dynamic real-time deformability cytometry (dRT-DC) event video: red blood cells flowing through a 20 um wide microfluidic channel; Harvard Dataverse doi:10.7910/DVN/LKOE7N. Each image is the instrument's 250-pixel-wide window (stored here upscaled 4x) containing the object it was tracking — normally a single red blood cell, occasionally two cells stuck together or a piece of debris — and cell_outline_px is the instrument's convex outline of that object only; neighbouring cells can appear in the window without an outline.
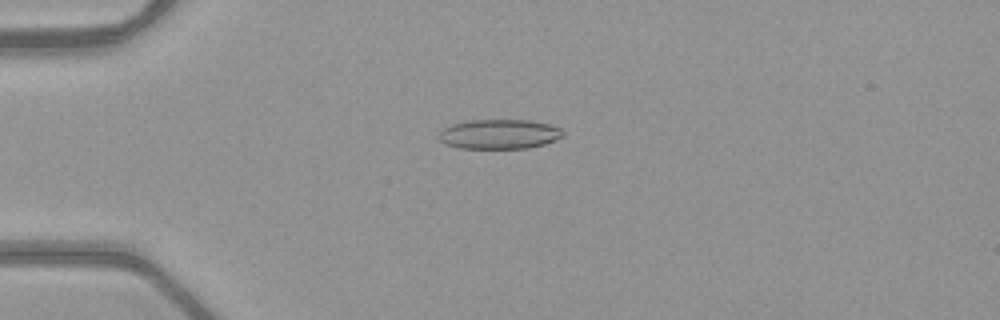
{"species": "common noctule bat (a hibernating species)", "species_latin": "Nyctalus noctula", "temperature_condition": "warm", "stored_images_in_passage": 42, "camera_frame_rate_fps": 3000, "um_per_image_px": 0.085, "animal": {"sex": "female", "body_mass_g": 21.9}, "frame": {"image": 1, "passage_image": 4, "time_ms": 1.0, "image_size_px": [1000, 320], "cell_outline_px": [[564, 136], [544, 144], [528, 148], [460, 148], [444, 144], [436, 136], [444, 128], [452, 124], [468, 120], [528, 120], [548, 124], [560, 128], [564, 132]], "centroid_in_image_um": [42.41, 11.4], "position_along_channel_um": 42.6, "area_um2": 21.44}}
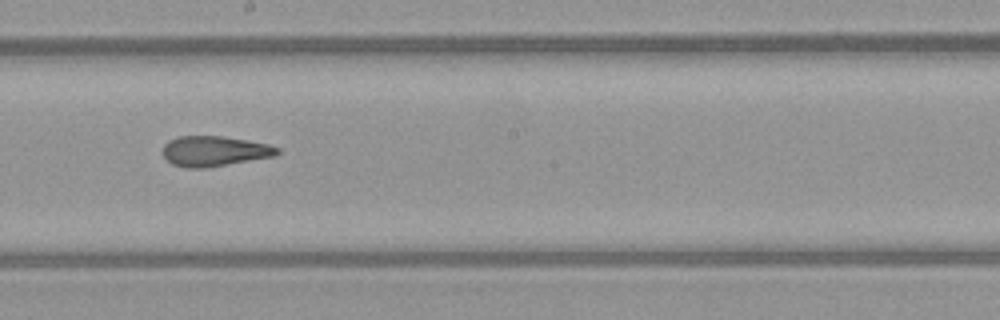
{"frame": {"image": 2, "passage_image": 20, "time_ms": 6.333, "image_size_px": [1000, 320], "cell_outline_px": [[280, 152], [276, 156], [204, 168], [188, 168], [172, 164], [164, 156], [164, 144], [168, 140], [180, 136], [220, 136], [248, 140], [268, 144], [280, 148]], "centroid_in_image_um": [18.25, 12.84], "position_along_channel_um": 229.9, "area_um2": 20.11}}
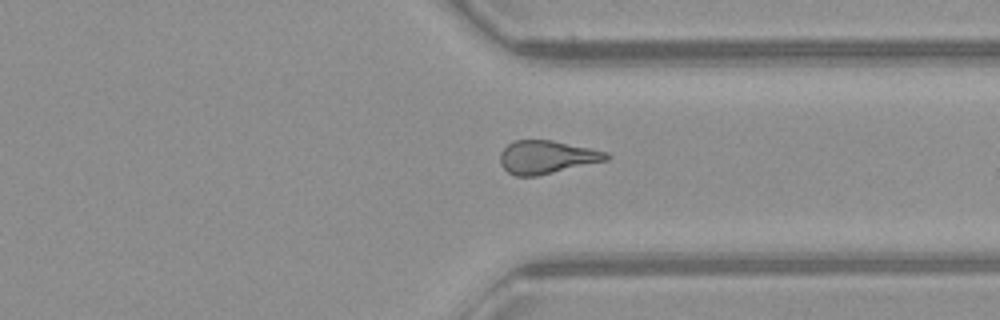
{"frame": {"image": 3, "passage_image": 30, "time_ms": 9.667, "image_size_px": [1000, 320], "cell_outline_px": [[612, 156], [608, 160], [536, 176], [516, 176], [508, 172], [500, 164], [500, 152], [508, 144], [516, 140], [552, 140], [608, 152]], "centroid_in_image_um": [46.48, 13.35], "position_along_channel_um": 364.9, "area_um2": 20.46}, "authors_computed_cell_mechanics": {"area_um2": 20.8369, "velocity_mm_per_s": 4.054, "shape_relaxation_time_tau1_ms": null, "shape_relaxation_time_tau2_ms": 3.2203, "deformation_change_tau1": null, "deformation_change_tau2": 0.1222}}